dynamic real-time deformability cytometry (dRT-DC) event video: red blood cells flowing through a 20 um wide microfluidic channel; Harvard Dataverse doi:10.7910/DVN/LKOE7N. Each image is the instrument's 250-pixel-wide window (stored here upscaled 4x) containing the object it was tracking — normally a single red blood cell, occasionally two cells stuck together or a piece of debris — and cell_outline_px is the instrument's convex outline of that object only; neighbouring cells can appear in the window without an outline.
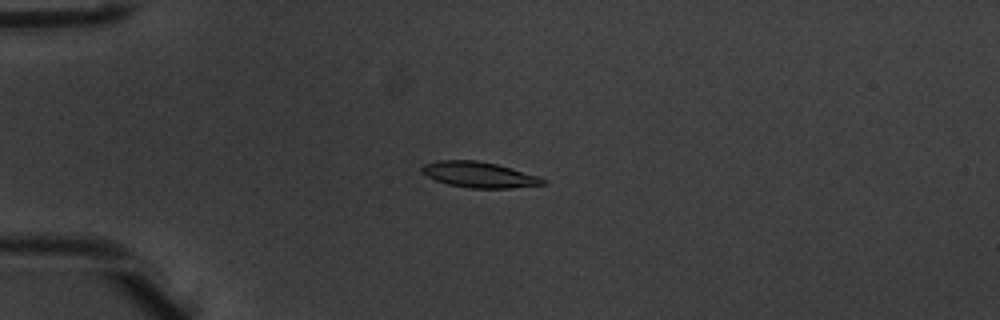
{"species": "common noctule bat (a hibernating species)", "species_latin": "Nyctalus noctula", "temperature_condition": "warm", "stored_images_in_passage": 7, "camera_frame_rate_fps": 3000, "um_per_image_px": 0.085, "animal": {"sex": "male", "body_mass_g": 20.1, "forearm_length_mm": 53.5}, "frame": {"image": 1, "passage_image": 5, "time_ms": 1.333, "image_size_px": [1000, 320], "cell_outline_px": [[548, 184], [508, 188], [472, 188], [448, 184], [436, 180], [420, 172], [420, 168], [424, 164], [436, 160], [476, 160], [496, 164], [512, 168], [540, 176], [548, 180]], "centroid_in_image_um": [40.76, 14.84], "position_along_channel_um": 44.2, "area_um2": 18.26}}